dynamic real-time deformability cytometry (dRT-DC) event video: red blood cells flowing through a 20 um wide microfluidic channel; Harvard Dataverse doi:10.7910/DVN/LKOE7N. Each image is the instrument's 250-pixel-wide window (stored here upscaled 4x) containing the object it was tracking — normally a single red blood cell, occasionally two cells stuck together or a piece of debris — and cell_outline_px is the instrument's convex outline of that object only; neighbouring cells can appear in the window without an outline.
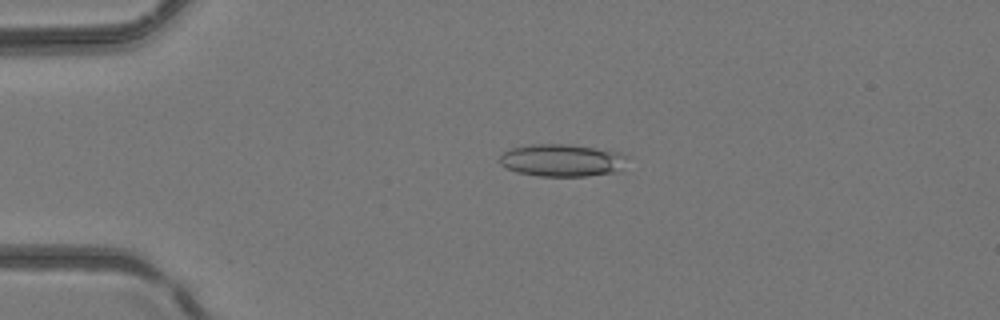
{"species": "common noctule bat (a hibernating species)", "species_latin": "Nyctalus noctula", "temperature_condition": "room temperature", "stored_images_in_passage": 6, "camera_frame_rate_fps": 3000, "um_per_image_px": 0.085, "animal": {"sex": "female", "body_mass_g": 24.6, "forearm_length_mm": 56.2}, "frame": {"image": 1, "passage_image": 4, "time_ms": 3.667, "image_size_px": [1000, 320], "cell_outline_px": [[628, 156], [616, 172], [588, 176], [540, 176], [516, 172], [500, 164], [500, 152], [512, 148], [532, 144], [568, 144], [620, 152]], "centroid_in_image_um": [47.72, 13.62], "position_along_channel_um": 37.3, "area_um2": 23.99}}